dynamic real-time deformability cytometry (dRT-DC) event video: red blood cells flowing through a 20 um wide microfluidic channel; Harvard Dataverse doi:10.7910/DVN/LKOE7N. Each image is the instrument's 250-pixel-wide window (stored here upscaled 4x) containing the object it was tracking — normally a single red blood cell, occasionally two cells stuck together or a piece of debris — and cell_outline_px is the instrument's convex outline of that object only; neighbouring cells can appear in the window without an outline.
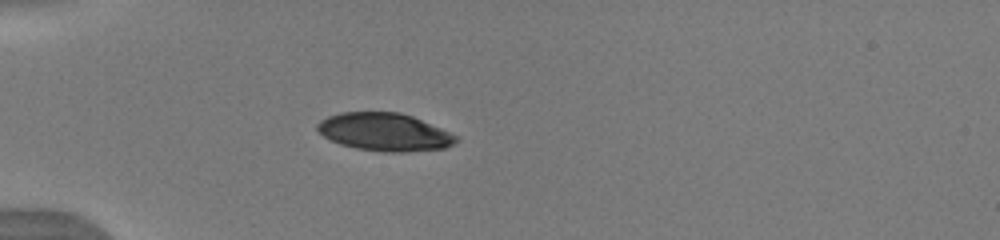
{"species": "human", "species_latin": "Homo sapiens", "temperature_condition": "warm", "stored_images_in_passage": 37, "camera_frame_rate_fps": 3000, "um_per_image_px": 0.085, "donor": {"sex": "male"}, "frame": {"image": 1, "passage_image": 1, "time_ms": 0.0, "image_size_px": [1000, 240], "cell_outline_px": [[460, 140], [444, 148], [408, 152], [384, 152], [356, 148], [340, 144], [324, 136], [316, 128], [316, 124], [320, 120], [328, 116], [340, 112], [400, 112], [412, 116], [440, 128], [456, 136]], "centroid_in_image_um": [32.66, 11.22], "position_along_channel_um": 52.3, "area_um2": 30.46}}
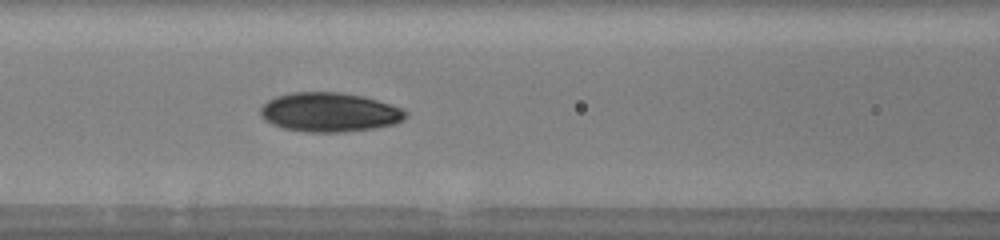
{"frame": {"image": 2, "passage_image": 9, "time_ms": 2.667, "image_size_px": [1000, 240], "cell_outline_px": [[408, 116], [404, 120], [396, 124], [376, 128], [344, 132], [308, 132], [284, 128], [272, 124], [264, 120], [260, 116], [260, 108], [268, 100], [276, 96], [292, 92], [340, 92], [364, 96], [392, 104], [408, 112]], "centroid_in_image_um": [28.04, 9.54], "position_along_channel_um": 138.6, "area_um2": 33.52}}
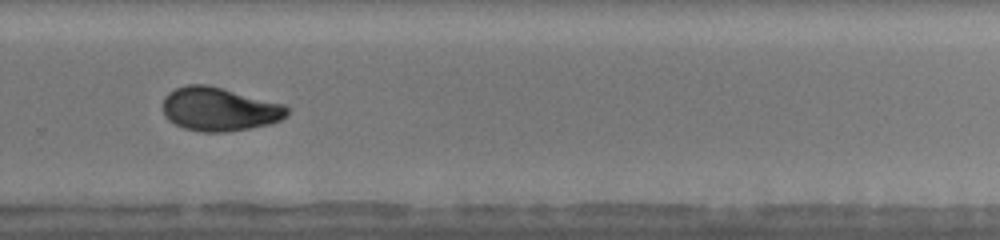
{"frame": {"image": 3, "passage_image": 22, "time_ms": 7.0, "image_size_px": [1000, 240], "cell_outline_px": [[288, 112], [280, 120], [268, 124], [248, 128], [224, 132], [200, 132], [184, 128], [168, 120], [164, 116], [164, 96], [168, 92], [176, 88], [188, 84], [208, 84], [284, 104], [288, 108]], "centroid_in_image_um": [18.61, 9.27], "position_along_channel_um": 311.2, "area_um2": 31.5}, "authors_computed_cell_mechanics": {"area_um2": 31.6166, "velocity_mm_per_s": 3.9931, "shape_relaxation_time_tau1_ms": 4.3409, "shape_relaxation_time_tau2_ms": 2.831, "deformation_change_tau1": 0.1435, "deformation_change_tau2": 0.0631}}